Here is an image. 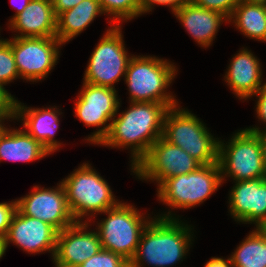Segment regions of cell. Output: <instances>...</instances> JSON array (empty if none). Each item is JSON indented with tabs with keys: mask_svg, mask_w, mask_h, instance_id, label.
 Returning <instances> with one entry per match:
<instances>
[{
	"mask_svg": "<svg viewBox=\"0 0 266 267\" xmlns=\"http://www.w3.org/2000/svg\"><path fill=\"white\" fill-rule=\"evenodd\" d=\"M246 130L250 131V132H254L257 133L259 132V139H260V144L262 147V155H263V160H264V171L266 174V129L265 131L260 130V128L258 127H252V128H246ZM262 131V132H261Z\"/></svg>",
	"mask_w": 266,
	"mask_h": 267,
	"instance_id": "obj_34",
	"label": "cell"
},
{
	"mask_svg": "<svg viewBox=\"0 0 266 267\" xmlns=\"http://www.w3.org/2000/svg\"><path fill=\"white\" fill-rule=\"evenodd\" d=\"M195 5L205 9L222 13L227 19L231 16L233 10L240 0H190Z\"/></svg>",
	"mask_w": 266,
	"mask_h": 267,
	"instance_id": "obj_28",
	"label": "cell"
},
{
	"mask_svg": "<svg viewBox=\"0 0 266 267\" xmlns=\"http://www.w3.org/2000/svg\"><path fill=\"white\" fill-rule=\"evenodd\" d=\"M175 67L156 57L132 56L125 73L131 102L162 103L169 108L178 106L175 97L166 92L177 74Z\"/></svg>",
	"mask_w": 266,
	"mask_h": 267,
	"instance_id": "obj_3",
	"label": "cell"
},
{
	"mask_svg": "<svg viewBox=\"0 0 266 267\" xmlns=\"http://www.w3.org/2000/svg\"><path fill=\"white\" fill-rule=\"evenodd\" d=\"M177 107L179 106L168 109L164 118L162 137L182 148L202 165L217 163L219 140L209 133L196 115Z\"/></svg>",
	"mask_w": 266,
	"mask_h": 267,
	"instance_id": "obj_4",
	"label": "cell"
},
{
	"mask_svg": "<svg viewBox=\"0 0 266 267\" xmlns=\"http://www.w3.org/2000/svg\"><path fill=\"white\" fill-rule=\"evenodd\" d=\"M50 153L24 129L3 127L0 131V161L30 162Z\"/></svg>",
	"mask_w": 266,
	"mask_h": 267,
	"instance_id": "obj_21",
	"label": "cell"
},
{
	"mask_svg": "<svg viewBox=\"0 0 266 267\" xmlns=\"http://www.w3.org/2000/svg\"><path fill=\"white\" fill-rule=\"evenodd\" d=\"M5 252H6L5 240L3 238H0V258L3 257Z\"/></svg>",
	"mask_w": 266,
	"mask_h": 267,
	"instance_id": "obj_37",
	"label": "cell"
},
{
	"mask_svg": "<svg viewBox=\"0 0 266 267\" xmlns=\"http://www.w3.org/2000/svg\"><path fill=\"white\" fill-rule=\"evenodd\" d=\"M3 119L0 118V131L2 130V128L4 127V125L2 124Z\"/></svg>",
	"mask_w": 266,
	"mask_h": 267,
	"instance_id": "obj_39",
	"label": "cell"
},
{
	"mask_svg": "<svg viewBox=\"0 0 266 267\" xmlns=\"http://www.w3.org/2000/svg\"><path fill=\"white\" fill-rule=\"evenodd\" d=\"M254 95L258 97L256 105L257 117L266 124V83Z\"/></svg>",
	"mask_w": 266,
	"mask_h": 267,
	"instance_id": "obj_32",
	"label": "cell"
},
{
	"mask_svg": "<svg viewBox=\"0 0 266 267\" xmlns=\"http://www.w3.org/2000/svg\"><path fill=\"white\" fill-rule=\"evenodd\" d=\"M33 188L29 195L17 200V209L23 215L42 220L58 232L76 223L61 182L55 189Z\"/></svg>",
	"mask_w": 266,
	"mask_h": 267,
	"instance_id": "obj_13",
	"label": "cell"
},
{
	"mask_svg": "<svg viewBox=\"0 0 266 267\" xmlns=\"http://www.w3.org/2000/svg\"><path fill=\"white\" fill-rule=\"evenodd\" d=\"M104 13L112 15V25L141 15V0H99Z\"/></svg>",
	"mask_w": 266,
	"mask_h": 267,
	"instance_id": "obj_25",
	"label": "cell"
},
{
	"mask_svg": "<svg viewBox=\"0 0 266 267\" xmlns=\"http://www.w3.org/2000/svg\"><path fill=\"white\" fill-rule=\"evenodd\" d=\"M246 3L250 4H261V5H266V0H240Z\"/></svg>",
	"mask_w": 266,
	"mask_h": 267,
	"instance_id": "obj_38",
	"label": "cell"
},
{
	"mask_svg": "<svg viewBox=\"0 0 266 267\" xmlns=\"http://www.w3.org/2000/svg\"><path fill=\"white\" fill-rule=\"evenodd\" d=\"M12 47L19 77L39 81L50 73L58 60L62 43L57 37H14Z\"/></svg>",
	"mask_w": 266,
	"mask_h": 267,
	"instance_id": "obj_11",
	"label": "cell"
},
{
	"mask_svg": "<svg viewBox=\"0 0 266 267\" xmlns=\"http://www.w3.org/2000/svg\"><path fill=\"white\" fill-rule=\"evenodd\" d=\"M16 210L17 200L0 203V238H5Z\"/></svg>",
	"mask_w": 266,
	"mask_h": 267,
	"instance_id": "obj_30",
	"label": "cell"
},
{
	"mask_svg": "<svg viewBox=\"0 0 266 267\" xmlns=\"http://www.w3.org/2000/svg\"><path fill=\"white\" fill-rule=\"evenodd\" d=\"M189 1L190 0H141V15L152 11L153 4L167 5L171 7L172 12L175 13Z\"/></svg>",
	"mask_w": 266,
	"mask_h": 267,
	"instance_id": "obj_31",
	"label": "cell"
},
{
	"mask_svg": "<svg viewBox=\"0 0 266 267\" xmlns=\"http://www.w3.org/2000/svg\"><path fill=\"white\" fill-rule=\"evenodd\" d=\"M79 267H129V262L119 254L101 248Z\"/></svg>",
	"mask_w": 266,
	"mask_h": 267,
	"instance_id": "obj_27",
	"label": "cell"
},
{
	"mask_svg": "<svg viewBox=\"0 0 266 267\" xmlns=\"http://www.w3.org/2000/svg\"><path fill=\"white\" fill-rule=\"evenodd\" d=\"M104 213L108 217L101 220L97 228L101 247L130 262L136 254L141 234L151 220L145 219L133 205L121 201Z\"/></svg>",
	"mask_w": 266,
	"mask_h": 267,
	"instance_id": "obj_6",
	"label": "cell"
},
{
	"mask_svg": "<svg viewBox=\"0 0 266 267\" xmlns=\"http://www.w3.org/2000/svg\"><path fill=\"white\" fill-rule=\"evenodd\" d=\"M17 100L0 84V118L15 119Z\"/></svg>",
	"mask_w": 266,
	"mask_h": 267,
	"instance_id": "obj_29",
	"label": "cell"
},
{
	"mask_svg": "<svg viewBox=\"0 0 266 267\" xmlns=\"http://www.w3.org/2000/svg\"><path fill=\"white\" fill-rule=\"evenodd\" d=\"M99 14H105L99 0H83L56 17V37L65 44L80 34Z\"/></svg>",
	"mask_w": 266,
	"mask_h": 267,
	"instance_id": "obj_22",
	"label": "cell"
},
{
	"mask_svg": "<svg viewBox=\"0 0 266 267\" xmlns=\"http://www.w3.org/2000/svg\"><path fill=\"white\" fill-rule=\"evenodd\" d=\"M121 26L113 25L101 38L89 58L84 74V83L114 88L127 71L132 58L125 50Z\"/></svg>",
	"mask_w": 266,
	"mask_h": 267,
	"instance_id": "obj_9",
	"label": "cell"
},
{
	"mask_svg": "<svg viewBox=\"0 0 266 267\" xmlns=\"http://www.w3.org/2000/svg\"><path fill=\"white\" fill-rule=\"evenodd\" d=\"M87 227L85 220L58 232L53 258L56 267H79L102 248L98 233L86 231Z\"/></svg>",
	"mask_w": 266,
	"mask_h": 267,
	"instance_id": "obj_15",
	"label": "cell"
},
{
	"mask_svg": "<svg viewBox=\"0 0 266 267\" xmlns=\"http://www.w3.org/2000/svg\"><path fill=\"white\" fill-rule=\"evenodd\" d=\"M169 107L155 102H131L129 109L113 118L107 135L99 145L130 146L132 170L163 134L164 118Z\"/></svg>",
	"mask_w": 266,
	"mask_h": 267,
	"instance_id": "obj_1",
	"label": "cell"
},
{
	"mask_svg": "<svg viewBox=\"0 0 266 267\" xmlns=\"http://www.w3.org/2000/svg\"><path fill=\"white\" fill-rule=\"evenodd\" d=\"M9 25L20 33L14 37H56L52 0H31Z\"/></svg>",
	"mask_w": 266,
	"mask_h": 267,
	"instance_id": "obj_17",
	"label": "cell"
},
{
	"mask_svg": "<svg viewBox=\"0 0 266 267\" xmlns=\"http://www.w3.org/2000/svg\"><path fill=\"white\" fill-rule=\"evenodd\" d=\"M229 196L230 214L235 221L266 225V178L237 181Z\"/></svg>",
	"mask_w": 266,
	"mask_h": 267,
	"instance_id": "obj_16",
	"label": "cell"
},
{
	"mask_svg": "<svg viewBox=\"0 0 266 267\" xmlns=\"http://www.w3.org/2000/svg\"><path fill=\"white\" fill-rule=\"evenodd\" d=\"M233 267H266V230L256 228L232 253Z\"/></svg>",
	"mask_w": 266,
	"mask_h": 267,
	"instance_id": "obj_24",
	"label": "cell"
},
{
	"mask_svg": "<svg viewBox=\"0 0 266 267\" xmlns=\"http://www.w3.org/2000/svg\"><path fill=\"white\" fill-rule=\"evenodd\" d=\"M219 163L201 165L188 174L166 178L157 188L161 202L175 208L188 209L201 204L221 185Z\"/></svg>",
	"mask_w": 266,
	"mask_h": 267,
	"instance_id": "obj_7",
	"label": "cell"
},
{
	"mask_svg": "<svg viewBox=\"0 0 266 267\" xmlns=\"http://www.w3.org/2000/svg\"><path fill=\"white\" fill-rule=\"evenodd\" d=\"M58 231L50 224L34 217L23 215L18 209L14 213L4 238L5 247L10 242L30 253L49 251L54 258Z\"/></svg>",
	"mask_w": 266,
	"mask_h": 267,
	"instance_id": "obj_14",
	"label": "cell"
},
{
	"mask_svg": "<svg viewBox=\"0 0 266 267\" xmlns=\"http://www.w3.org/2000/svg\"><path fill=\"white\" fill-rule=\"evenodd\" d=\"M75 170L63 179L61 184L64 187L68 206L76 222L83 220L81 219L83 216L104 213L107 209L120 203L113 196L112 190L105 179L97 171H94L91 165L83 163Z\"/></svg>",
	"mask_w": 266,
	"mask_h": 267,
	"instance_id": "obj_5",
	"label": "cell"
},
{
	"mask_svg": "<svg viewBox=\"0 0 266 267\" xmlns=\"http://www.w3.org/2000/svg\"><path fill=\"white\" fill-rule=\"evenodd\" d=\"M177 219L171 212L151 219L141 234L129 267H141L143 261L153 267H168L183 261L191 244L192 229Z\"/></svg>",
	"mask_w": 266,
	"mask_h": 267,
	"instance_id": "obj_2",
	"label": "cell"
},
{
	"mask_svg": "<svg viewBox=\"0 0 266 267\" xmlns=\"http://www.w3.org/2000/svg\"><path fill=\"white\" fill-rule=\"evenodd\" d=\"M19 78L11 44L7 39L0 40V84L7 83Z\"/></svg>",
	"mask_w": 266,
	"mask_h": 267,
	"instance_id": "obj_26",
	"label": "cell"
},
{
	"mask_svg": "<svg viewBox=\"0 0 266 267\" xmlns=\"http://www.w3.org/2000/svg\"><path fill=\"white\" fill-rule=\"evenodd\" d=\"M201 165L182 148L160 137L133 168V172L139 179L156 180L159 186L166 178L188 174Z\"/></svg>",
	"mask_w": 266,
	"mask_h": 267,
	"instance_id": "obj_10",
	"label": "cell"
},
{
	"mask_svg": "<svg viewBox=\"0 0 266 267\" xmlns=\"http://www.w3.org/2000/svg\"><path fill=\"white\" fill-rule=\"evenodd\" d=\"M22 4L18 7L16 14L10 19V22L17 16L19 15L25 8L26 6L29 4V2L31 0H22ZM20 2V1H19ZM20 4V3H19Z\"/></svg>",
	"mask_w": 266,
	"mask_h": 267,
	"instance_id": "obj_36",
	"label": "cell"
},
{
	"mask_svg": "<svg viewBox=\"0 0 266 267\" xmlns=\"http://www.w3.org/2000/svg\"><path fill=\"white\" fill-rule=\"evenodd\" d=\"M204 267H233V265L230 258L225 260L219 257H212Z\"/></svg>",
	"mask_w": 266,
	"mask_h": 267,
	"instance_id": "obj_35",
	"label": "cell"
},
{
	"mask_svg": "<svg viewBox=\"0 0 266 267\" xmlns=\"http://www.w3.org/2000/svg\"><path fill=\"white\" fill-rule=\"evenodd\" d=\"M258 59L248 51L242 49L231 61L225 74V81L239 96V99L252 97L265 83H262V69Z\"/></svg>",
	"mask_w": 266,
	"mask_h": 267,
	"instance_id": "obj_19",
	"label": "cell"
},
{
	"mask_svg": "<svg viewBox=\"0 0 266 267\" xmlns=\"http://www.w3.org/2000/svg\"><path fill=\"white\" fill-rule=\"evenodd\" d=\"M228 20L246 37L266 42V5L240 1Z\"/></svg>",
	"mask_w": 266,
	"mask_h": 267,
	"instance_id": "obj_23",
	"label": "cell"
},
{
	"mask_svg": "<svg viewBox=\"0 0 266 267\" xmlns=\"http://www.w3.org/2000/svg\"><path fill=\"white\" fill-rule=\"evenodd\" d=\"M83 0H52L53 10L56 17L66 10L72 9Z\"/></svg>",
	"mask_w": 266,
	"mask_h": 267,
	"instance_id": "obj_33",
	"label": "cell"
},
{
	"mask_svg": "<svg viewBox=\"0 0 266 267\" xmlns=\"http://www.w3.org/2000/svg\"><path fill=\"white\" fill-rule=\"evenodd\" d=\"M174 15L198 44L205 48L211 45L221 23L229 21L222 13L197 6L192 1L183 5Z\"/></svg>",
	"mask_w": 266,
	"mask_h": 267,
	"instance_id": "obj_20",
	"label": "cell"
},
{
	"mask_svg": "<svg viewBox=\"0 0 266 267\" xmlns=\"http://www.w3.org/2000/svg\"><path fill=\"white\" fill-rule=\"evenodd\" d=\"M82 87L74 108L75 116L86 126H104L87 139L92 144H99L107 135L111 123H106L116 117L120 102L116 89L90 83H83Z\"/></svg>",
	"mask_w": 266,
	"mask_h": 267,
	"instance_id": "obj_12",
	"label": "cell"
},
{
	"mask_svg": "<svg viewBox=\"0 0 266 267\" xmlns=\"http://www.w3.org/2000/svg\"><path fill=\"white\" fill-rule=\"evenodd\" d=\"M58 108H29L17 101L15 119L23 120L25 131L38 141L50 154L59 149L61 144L54 134L59 126Z\"/></svg>",
	"mask_w": 266,
	"mask_h": 267,
	"instance_id": "obj_18",
	"label": "cell"
},
{
	"mask_svg": "<svg viewBox=\"0 0 266 267\" xmlns=\"http://www.w3.org/2000/svg\"><path fill=\"white\" fill-rule=\"evenodd\" d=\"M224 144L219 141L218 163L222 181L227 176L236 182L266 178L259 132L243 129L232 136L228 145Z\"/></svg>",
	"mask_w": 266,
	"mask_h": 267,
	"instance_id": "obj_8",
	"label": "cell"
}]
</instances>
